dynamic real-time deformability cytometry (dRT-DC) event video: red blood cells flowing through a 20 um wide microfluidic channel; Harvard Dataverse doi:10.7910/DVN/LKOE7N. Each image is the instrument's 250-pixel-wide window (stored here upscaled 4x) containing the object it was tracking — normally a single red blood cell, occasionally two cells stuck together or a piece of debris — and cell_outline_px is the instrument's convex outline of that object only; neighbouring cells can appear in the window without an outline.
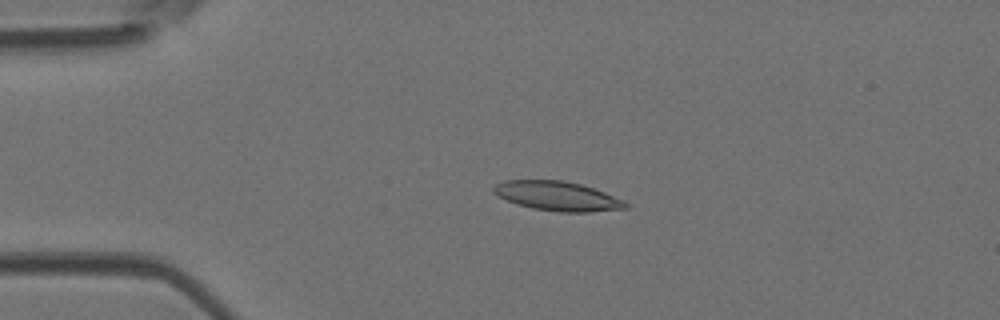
{"species": "Egyptian fruit bat (a non-hibernating species)", "species_latin": "Rousettus aegyptiacus", "temperature_condition": "room temperature", "stored_images_in_passage": 3, "camera_frame_rate_fps": 3000, "um_per_image_px": 0.085, "animal": {"sex": "female"}, "frame": {"image": 1, "passage_image": 1, "time_ms": 0.0, "image_size_px": [1000, 320], "cell_outline_px": [[628, 208], [588, 212], [560, 212], [532, 208], [516, 204], [492, 192], [492, 188], [496, 184], [504, 180], [560, 180], [580, 184], [604, 192], [624, 200], [628, 204]], "centroid_in_image_um": [47.37, 16.67], "position_along_channel_um": 37.6, "area_um2": 22.43}}
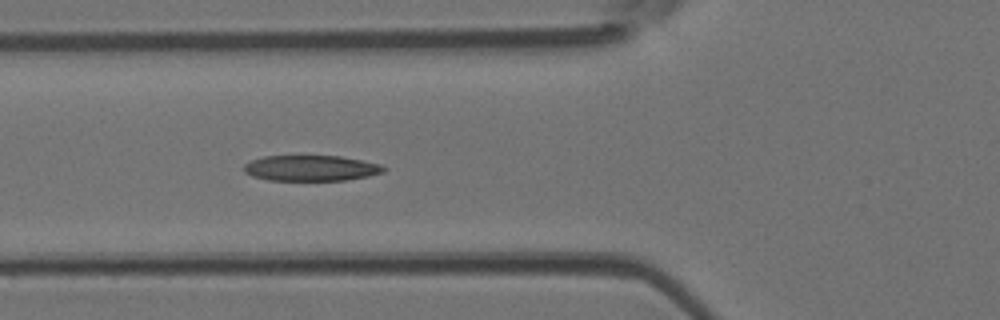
{"frame": {"image": 2, "passage_image": 3, "time_ms": 0.667, "image_size_px": [1000, 320], "cell_outline_px": [[388, 168], [384, 172], [368, 176], [344, 180], [268, 180], [252, 176], [244, 172], [244, 164], [252, 160], [264, 156], [340, 156], [380, 164]], "centroid_in_image_um": [26.43, 14.29], "position_along_channel_um": 99.4, "area_um2": 20.81}}